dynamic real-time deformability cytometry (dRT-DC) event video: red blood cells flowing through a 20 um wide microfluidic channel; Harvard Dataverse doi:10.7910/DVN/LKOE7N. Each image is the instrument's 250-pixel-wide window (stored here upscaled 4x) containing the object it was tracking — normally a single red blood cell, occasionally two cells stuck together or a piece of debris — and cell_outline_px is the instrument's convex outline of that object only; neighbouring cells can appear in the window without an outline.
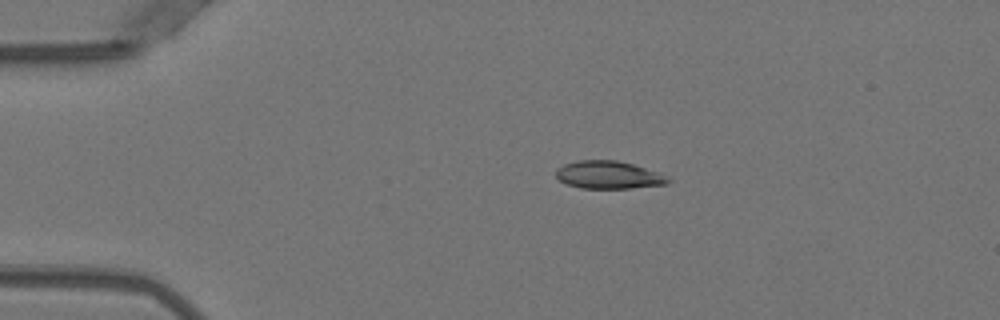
{"species": "Egyptian fruit bat (a non-hibernating species)", "species_latin": "Rousettus aegyptiacus", "temperature_condition": "warm", "stored_images_in_passage": 5, "camera_frame_rate_fps": 3000, "um_per_image_px": 0.085, "animal": {"sex": "female"}, "frame": {"image": 1, "passage_image": 1, "time_ms": 0.0, "image_size_px": [1000, 320], "cell_outline_px": [[672, 180], [668, 184], [628, 188], [580, 188], [568, 184], [560, 180], [556, 176], [556, 168], [564, 164], [576, 160], [616, 160], [632, 164], [660, 172]], "centroid_in_image_um": [51.74, 14.86], "position_along_channel_um": 33.3, "area_um2": 18.15}}